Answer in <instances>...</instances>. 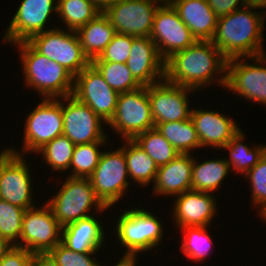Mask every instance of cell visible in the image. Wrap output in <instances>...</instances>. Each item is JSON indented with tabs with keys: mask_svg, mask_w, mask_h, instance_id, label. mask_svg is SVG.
<instances>
[{
	"mask_svg": "<svg viewBox=\"0 0 266 266\" xmlns=\"http://www.w3.org/2000/svg\"><path fill=\"white\" fill-rule=\"evenodd\" d=\"M133 140L155 161L158 167L168 164L180 154L156 128L142 132Z\"/></svg>",
	"mask_w": 266,
	"mask_h": 266,
	"instance_id": "obj_31",
	"label": "cell"
},
{
	"mask_svg": "<svg viewBox=\"0 0 266 266\" xmlns=\"http://www.w3.org/2000/svg\"><path fill=\"white\" fill-rule=\"evenodd\" d=\"M106 83L118 93L137 90L141 85L132 76L126 63L91 61Z\"/></svg>",
	"mask_w": 266,
	"mask_h": 266,
	"instance_id": "obj_32",
	"label": "cell"
},
{
	"mask_svg": "<svg viewBox=\"0 0 266 266\" xmlns=\"http://www.w3.org/2000/svg\"><path fill=\"white\" fill-rule=\"evenodd\" d=\"M46 204L62 227L94 215L90 213L93 207L96 212L109 208L96 196L89 178L70 176Z\"/></svg>",
	"mask_w": 266,
	"mask_h": 266,
	"instance_id": "obj_5",
	"label": "cell"
},
{
	"mask_svg": "<svg viewBox=\"0 0 266 266\" xmlns=\"http://www.w3.org/2000/svg\"><path fill=\"white\" fill-rule=\"evenodd\" d=\"M63 135L73 144L108 142L103 120L73 95L62 97ZM64 101L67 103L63 104Z\"/></svg>",
	"mask_w": 266,
	"mask_h": 266,
	"instance_id": "obj_16",
	"label": "cell"
},
{
	"mask_svg": "<svg viewBox=\"0 0 266 266\" xmlns=\"http://www.w3.org/2000/svg\"><path fill=\"white\" fill-rule=\"evenodd\" d=\"M261 219H263L266 222V207H264L260 212H258Z\"/></svg>",
	"mask_w": 266,
	"mask_h": 266,
	"instance_id": "obj_47",
	"label": "cell"
},
{
	"mask_svg": "<svg viewBox=\"0 0 266 266\" xmlns=\"http://www.w3.org/2000/svg\"><path fill=\"white\" fill-rule=\"evenodd\" d=\"M96 7L101 11L104 12L108 7L112 6L113 4L117 3L119 0H90Z\"/></svg>",
	"mask_w": 266,
	"mask_h": 266,
	"instance_id": "obj_43",
	"label": "cell"
},
{
	"mask_svg": "<svg viewBox=\"0 0 266 266\" xmlns=\"http://www.w3.org/2000/svg\"><path fill=\"white\" fill-rule=\"evenodd\" d=\"M106 142H93L75 145L70 164V177L89 178L98 165L102 154L100 147Z\"/></svg>",
	"mask_w": 266,
	"mask_h": 266,
	"instance_id": "obj_34",
	"label": "cell"
},
{
	"mask_svg": "<svg viewBox=\"0 0 266 266\" xmlns=\"http://www.w3.org/2000/svg\"><path fill=\"white\" fill-rule=\"evenodd\" d=\"M244 133L240 130L222 149H227L230 152L229 158L226 162L229 164L235 173L245 175L251 168H253L259 159L266 152V145H255L250 148L245 145Z\"/></svg>",
	"mask_w": 266,
	"mask_h": 266,
	"instance_id": "obj_28",
	"label": "cell"
},
{
	"mask_svg": "<svg viewBox=\"0 0 266 266\" xmlns=\"http://www.w3.org/2000/svg\"><path fill=\"white\" fill-rule=\"evenodd\" d=\"M172 0H164L165 3H170Z\"/></svg>",
	"mask_w": 266,
	"mask_h": 266,
	"instance_id": "obj_48",
	"label": "cell"
},
{
	"mask_svg": "<svg viewBox=\"0 0 266 266\" xmlns=\"http://www.w3.org/2000/svg\"><path fill=\"white\" fill-rule=\"evenodd\" d=\"M155 128L180 154H190V150L201 147L191 118L183 121L155 124Z\"/></svg>",
	"mask_w": 266,
	"mask_h": 266,
	"instance_id": "obj_29",
	"label": "cell"
},
{
	"mask_svg": "<svg viewBox=\"0 0 266 266\" xmlns=\"http://www.w3.org/2000/svg\"><path fill=\"white\" fill-rule=\"evenodd\" d=\"M75 144L65 135H59L49 143L45 144L36 153L42 155L46 165L53 171H69Z\"/></svg>",
	"mask_w": 266,
	"mask_h": 266,
	"instance_id": "obj_33",
	"label": "cell"
},
{
	"mask_svg": "<svg viewBox=\"0 0 266 266\" xmlns=\"http://www.w3.org/2000/svg\"><path fill=\"white\" fill-rule=\"evenodd\" d=\"M96 253H77L65 247L61 242L49 252L58 266H101L95 257H92V254Z\"/></svg>",
	"mask_w": 266,
	"mask_h": 266,
	"instance_id": "obj_39",
	"label": "cell"
},
{
	"mask_svg": "<svg viewBox=\"0 0 266 266\" xmlns=\"http://www.w3.org/2000/svg\"><path fill=\"white\" fill-rule=\"evenodd\" d=\"M31 266H58L49 253H33Z\"/></svg>",
	"mask_w": 266,
	"mask_h": 266,
	"instance_id": "obj_42",
	"label": "cell"
},
{
	"mask_svg": "<svg viewBox=\"0 0 266 266\" xmlns=\"http://www.w3.org/2000/svg\"><path fill=\"white\" fill-rule=\"evenodd\" d=\"M83 53L90 62L99 57L116 34L108 17L99 13L94 19L76 31Z\"/></svg>",
	"mask_w": 266,
	"mask_h": 266,
	"instance_id": "obj_25",
	"label": "cell"
},
{
	"mask_svg": "<svg viewBox=\"0 0 266 266\" xmlns=\"http://www.w3.org/2000/svg\"><path fill=\"white\" fill-rule=\"evenodd\" d=\"M191 120L197 131L200 146L222 149L242 129L234 120L218 111L192 109Z\"/></svg>",
	"mask_w": 266,
	"mask_h": 266,
	"instance_id": "obj_21",
	"label": "cell"
},
{
	"mask_svg": "<svg viewBox=\"0 0 266 266\" xmlns=\"http://www.w3.org/2000/svg\"><path fill=\"white\" fill-rule=\"evenodd\" d=\"M124 146L116 150L102 151L98 165L89 180L96 196L106 207L114 206L126 193L130 185ZM118 201V202H117Z\"/></svg>",
	"mask_w": 266,
	"mask_h": 266,
	"instance_id": "obj_9",
	"label": "cell"
},
{
	"mask_svg": "<svg viewBox=\"0 0 266 266\" xmlns=\"http://www.w3.org/2000/svg\"><path fill=\"white\" fill-rule=\"evenodd\" d=\"M13 247V245L8 242L6 239L0 237V262L3 260L5 255L9 252V250Z\"/></svg>",
	"mask_w": 266,
	"mask_h": 266,
	"instance_id": "obj_44",
	"label": "cell"
},
{
	"mask_svg": "<svg viewBox=\"0 0 266 266\" xmlns=\"http://www.w3.org/2000/svg\"><path fill=\"white\" fill-rule=\"evenodd\" d=\"M137 258L122 257L114 266H136ZM103 266V265H101Z\"/></svg>",
	"mask_w": 266,
	"mask_h": 266,
	"instance_id": "obj_45",
	"label": "cell"
},
{
	"mask_svg": "<svg viewBox=\"0 0 266 266\" xmlns=\"http://www.w3.org/2000/svg\"><path fill=\"white\" fill-rule=\"evenodd\" d=\"M33 253L13 246L0 262V266H31Z\"/></svg>",
	"mask_w": 266,
	"mask_h": 266,
	"instance_id": "obj_40",
	"label": "cell"
},
{
	"mask_svg": "<svg viewBox=\"0 0 266 266\" xmlns=\"http://www.w3.org/2000/svg\"><path fill=\"white\" fill-rule=\"evenodd\" d=\"M59 99L43 98L25 119L22 150L19 152L12 147L7 149L19 155L36 153L45 144L62 135V97Z\"/></svg>",
	"mask_w": 266,
	"mask_h": 266,
	"instance_id": "obj_7",
	"label": "cell"
},
{
	"mask_svg": "<svg viewBox=\"0 0 266 266\" xmlns=\"http://www.w3.org/2000/svg\"><path fill=\"white\" fill-rule=\"evenodd\" d=\"M164 0H119L103 13L116 33L149 37L156 10Z\"/></svg>",
	"mask_w": 266,
	"mask_h": 266,
	"instance_id": "obj_15",
	"label": "cell"
},
{
	"mask_svg": "<svg viewBox=\"0 0 266 266\" xmlns=\"http://www.w3.org/2000/svg\"><path fill=\"white\" fill-rule=\"evenodd\" d=\"M104 227L96 215L62 227L61 243L77 253L98 252L105 241Z\"/></svg>",
	"mask_w": 266,
	"mask_h": 266,
	"instance_id": "obj_24",
	"label": "cell"
},
{
	"mask_svg": "<svg viewBox=\"0 0 266 266\" xmlns=\"http://www.w3.org/2000/svg\"><path fill=\"white\" fill-rule=\"evenodd\" d=\"M149 37L156 44L158 53L164 61L197 41L173 6L165 2L155 12Z\"/></svg>",
	"mask_w": 266,
	"mask_h": 266,
	"instance_id": "obj_13",
	"label": "cell"
},
{
	"mask_svg": "<svg viewBox=\"0 0 266 266\" xmlns=\"http://www.w3.org/2000/svg\"><path fill=\"white\" fill-rule=\"evenodd\" d=\"M245 178L251 183V200L254 206H260L259 212L266 207V152L258 163L251 168Z\"/></svg>",
	"mask_w": 266,
	"mask_h": 266,
	"instance_id": "obj_37",
	"label": "cell"
},
{
	"mask_svg": "<svg viewBox=\"0 0 266 266\" xmlns=\"http://www.w3.org/2000/svg\"><path fill=\"white\" fill-rule=\"evenodd\" d=\"M62 226L44 202L24 211L19 247L31 253H49L61 242Z\"/></svg>",
	"mask_w": 266,
	"mask_h": 266,
	"instance_id": "obj_11",
	"label": "cell"
},
{
	"mask_svg": "<svg viewBox=\"0 0 266 266\" xmlns=\"http://www.w3.org/2000/svg\"><path fill=\"white\" fill-rule=\"evenodd\" d=\"M24 155L0 151V199L25 210L35 207L32 177Z\"/></svg>",
	"mask_w": 266,
	"mask_h": 266,
	"instance_id": "obj_10",
	"label": "cell"
},
{
	"mask_svg": "<svg viewBox=\"0 0 266 266\" xmlns=\"http://www.w3.org/2000/svg\"><path fill=\"white\" fill-rule=\"evenodd\" d=\"M209 227H183L181 250L192 261H205L212 249V239L208 234ZM211 248V249H210Z\"/></svg>",
	"mask_w": 266,
	"mask_h": 266,
	"instance_id": "obj_35",
	"label": "cell"
},
{
	"mask_svg": "<svg viewBox=\"0 0 266 266\" xmlns=\"http://www.w3.org/2000/svg\"><path fill=\"white\" fill-rule=\"evenodd\" d=\"M56 2V3H55ZM58 0H22L3 35L4 43L28 41L32 36L46 31L52 12L57 14Z\"/></svg>",
	"mask_w": 266,
	"mask_h": 266,
	"instance_id": "obj_18",
	"label": "cell"
},
{
	"mask_svg": "<svg viewBox=\"0 0 266 266\" xmlns=\"http://www.w3.org/2000/svg\"><path fill=\"white\" fill-rule=\"evenodd\" d=\"M207 2L219 18L246 6L249 0H207Z\"/></svg>",
	"mask_w": 266,
	"mask_h": 266,
	"instance_id": "obj_41",
	"label": "cell"
},
{
	"mask_svg": "<svg viewBox=\"0 0 266 266\" xmlns=\"http://www.w3.org/2000/svg\"><path fill=\"white\" fill-rule=\"evenodd\" d=\"M124 210L118 216L116 236L121 247L126 248L122 257L137 258L138 254L159 247L162 242L163 225L155 214L143 208Z\"/></svg>",
	"mask_w": 266,
	"mask_h": 266,
	"instance_id": "obj_4",
	"label": "cell"
},
{
	"mask_svg": "<svg viewBox=\"0 0 266 266\" xmlns=\"http://www.w3.org/2000/svg\"><path fill=\"white\" fill-rule=\"evenodd\" d=\"M72 95L90 107L107 124L113 118L119 93L112 89L90 63L74 77Z\"/></svg>",
	"mask_w": 266,
	"mask_h": 266,
	"instance_id": "obj_14",
	"label": "cell"
},
{
	"mask_svg": "<svg viewBox=\"0 0 266 266\" xmlns=\"http://www.w3.org/2000/svg\"><path fill=\"white\" fill-rule=\"evenodd\" d=\"M193 157L191 189L205 193L216 192L229 173L230 166L224 159H210L198 162Z\"/></svg>",
	"mask_w": 266,
	"mask_h": 266,
	"instance_id": "obj_26",
	"label": "cell"
},
{
	"mask_svg": "<svg viewBox=\"0 0 266 266\" xmlns=\"http://www.w3.org/2000/svg\"><path fill=\"white\" fill-rule=\"evenodd\" d=\"M196 90L172 84L166 79L148 86V97L155 124L176 122L191 117L189 93Z\"/></svg>",
	"mask_w": 266,
	"mask_h": 266,
	"instance_id": "obj_17",
	"label": "cell"
},
{
	"mask_svg": "<svg viewBox=\"0 0 266 266\" xmlns=\"http://www.w3.org/2000/svg\"><path fill=\"white\" fill-rule=\"evenodd\" d=\"M179 154L168 164L158 167L153 193L177 196L191 190L193 155Z\"/></svg>",
	"mask_w": 266,
	"mask_h": 266,
	"instance_id": "obj_22",
	"label": "cell"
},
{
	"mask_svg": "<svg viewBox=\"0 0 266 266\" xmlns=\"http://www.w3.org/2000/svg\"><path fill=\"white\" fill-rule=\"evenodd\" d=\"M227 61L212 41L197 40L165 61V79L196 91L214 81L225 87ZM214 76L220 77L215 79Z\"/></svg>",
	"mask_w": 266,
	"mask_h": 266,
	"instance_id": "obj_1",
	"label": "cell"
},
{
	"mask_svg": "<svg viewBox=\"0 0 266 266\" xmlns=\"http://www.w3.org/2000/svg\"><path fill=\"white\" fill-rule=\"evenodd\" d=\"M253 3L217 19L212 43L227 59L265 54L263 28L266 11Z\"/></svg>",
	"mask_w": 266,
	"mask_h": 266,
	"instance_id": "obj_2",
	"label": "cell"
},
{
	"mask_svg": "<svg viewBox=\"0 0 266 266\" xmlns=\"http://www.w3.org/2000/svg\"><path fill=\"white\" fill-rule=\"evenodd\" d=\"M21 52L24 81L43 98L71 96L74 76L60 64L38 53L27 41L15 43Z\"/></svg>",
	"mask_w": 266,
	"mask_h": 266,
	"instance_id": "obj_3",
	"label": "cell"
},
{
	"mask_svg": "<svg viewBox=\"0 0 266 266\" xmlns=\"http://www.w3.org/2000/svg\"><path fill=\"white\" fill-rule=\"evenodd\" d=\"M57 3V15L70 31H77L101 13L90 0H58Z\"/></svg>",
	"mask_w": 266,
	"mask_h": 266,
	"instance_id": "obj_30",
	"label": "cell"
},
{
	"mask_svg": "<svg viewBox=\"0 0 266 266\" xmlns=\"http://www.w3.org/2000/svg\"><path fill=\"white\" fill-rule=\"evenodd\" d=\"M126 65L141 86H149L165 79V61L150 37L132 36L131 51Z\"/></svg>",
	"mask_w": 266,
	"mask_h": 266,
	"instance_id": "obj_19",
	"label": "cell"
},
{
	"mask_svg": "<svg viewBox=\"0 0 266 266\" xmlns=\"http://www.w3.org/2000/svg\"><path fill=\"white\" fill-rule=\"evenodd\" d=\"M170 4L198 41H211L218 17L207 0H172Z\"/></svg>",
	"mask_w": 266,
	"mask_h": 266,
	"instance_id": "obj_23",
	"label": "cell"
},
{
	"mask_svg": "<svg viewBox=\"0 0 266 266\" xmlns=\"http://www.w3.org/2000/svg\"><path fill=\"white\" fill-rule=\"evenodd\" d=\"M24 211L25 209L0 199V237L13 246L19 247Z\"/></svg>",
	"mask_w": 266,
	"mask_h": 266,
	"instance_id": "obj_36",
	"label": "cell"
},
{
	"mask_svg": "<svg viewBox=\"0 0 266 266\" xmlns=\"http://www.w3.org/2000/svg\"><path fill=\"white\" fill-rule=\"evenodd\" d=\"M109 125L125 140H133L142 132L155 128L148 97V86L119 93L116 111L108 123Z\"/></svg>",
	"mask_w": 266,
	"mask_h": 266,
	"instance_id": "obj_8",
	"label": "cell"
},
{
	"mask_svg": "<svg viewBox=\"0 0 266 266\" xmlns=\"http://www.w3.org/2000/svg\"><path fill=\"white\" fill-rule=\"evenodd\" d=\"M240 59V60H239ZM253 61L254 64L247 62ZM255 61V62H254ZM257 63V64H256ZM266 53L227 61L226 89L266 106Z\"/></svg>",
	"mask_w": 266,
	"mask_h": 266,
	"instance_id": "obj_12",
	"label": "cell"
},
{
	"mask_svg": "<svg viewBox=\"0 0 266 266\" xmlns=\"http://www.w3.org/2000/svg\"><path fill=\"white\" fill-rule=\"evenodd\" d=\"M123 142L129 179L140 186L149 185L151 181L154 184L158 171L155 161L134 140H124Z\"/></svg>",
	"mask_w": 266,
	"mask_h": 266,
	"instance_id": "obj_27",
	"label": "cell"
},
{
	"mask_svg": "<svg viewBox=\"0 0 266 266\" xmlns=\"http://www.w3.org/2000/svg\"><path fill=\"white\" fill-rule=\"evenodd\" d=\"M249 3H253L262 9H266V0H249Z\"/></svg>",
	"mask_w": 266,
	"mask_h": 266,
	"instance_id": "obj_46",
	"label": "cell"
},
{
	"mask_svg": "<svg viewBox=\"0 0 266 266\" xmlns=\"http://www.w3.org/2000/svg\"><path fill=\"white\" fill-rule=\"evenodd\" d=\"M38 53L60 64L74 77L91 62L85 56L76 31L52 28L27 41Z\"/></svg>",
	"mask_w": 266,
	"mask_h": 266,
	"instance_id": "obj_6",
	"label": "cell"
},
{
	"mask_svg": "<svg viewBox=\"0 0 266 266\" xmlns=\"http://www.w3.org/2000/svg\"><path fill=\"white\" fill-rule=\"evenodd\" d=\"M132 46V35L116 33L99 57L92 61L126 63Z\"/></svg>",
	"mask_w": 266,
	"mask_h": 266,
	"instance_id": "obj_38",
	"label": "cell"
},
{
	"mask_svg": "<svg viewBox=\"0 0 266 266\" xmlns=\"http://www.w3.org/2000/svg\"><path fill=\"white\" fill-rule=\"evenodd\" d=\"M173 219L178 228L209 227L217 214L216 198L210 193L188 190L176 196Z\"/></svg>",
	"mask_w": 266,
	"mask_h": 266,
	"instance_id": "obj_20",
	"label": "cell"
}]
</instances>
